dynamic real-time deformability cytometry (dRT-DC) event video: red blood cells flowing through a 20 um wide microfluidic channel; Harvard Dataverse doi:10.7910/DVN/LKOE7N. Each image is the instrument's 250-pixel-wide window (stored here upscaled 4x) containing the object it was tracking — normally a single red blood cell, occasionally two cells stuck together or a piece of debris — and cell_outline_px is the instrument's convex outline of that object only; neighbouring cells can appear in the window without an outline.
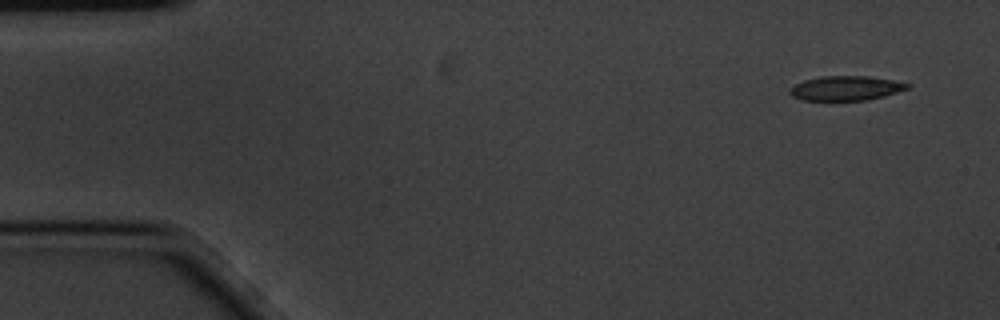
{"species": "common noctule bat (a hibernating species)", "species_latin": "Nyctalus noctula", "temperature_condition": "cold", "stored_images_in_passage": 7, "camera_frame_rate_fps": 3000, "um_per_image_px": 0.085, "animal": {"sex": "male", "body_mass_g": 20.1, "forearm_length_mm": 53.5}, "frame": {"image": 1, "passage_image": 1, "time_ms": 0.0, "image_size_px": [1000, 320], "cell_outline_px": [[912, 84], [908, 88], [884, 96], [868, 100], [804, 100], [792, 96], [788, 92], [796, 84], [804, 80], [820, 76], [868, 76], [892, 80]], "centroid_in_image_um": [71.9, 7.49], "position_along_channel_um": 13.1, "area_um2": 16.65}}
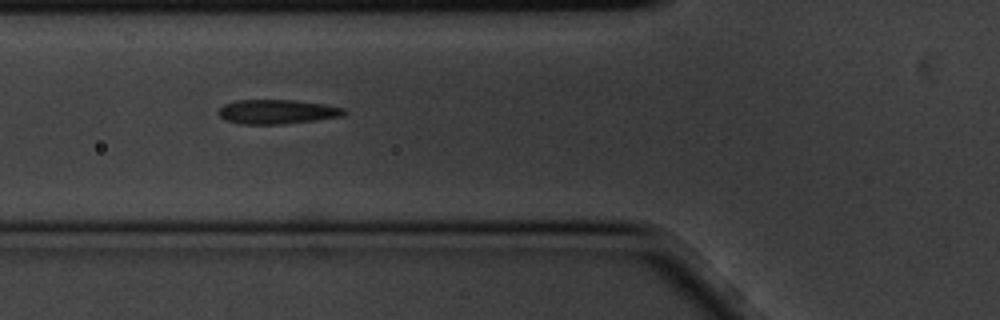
{"frame": {"image": 2, "passage_image": 6, "time_ms": 1.667, "image_size_px": [1000, 320], "cell_outline_px": [[348, 112], [344, 116], [316, 120], [284, 124], [240, 124], [224, 120], [216, 112], [224, 104], [236, 100], [296, 100], [324, 104], [344, 108]], "centroid_in_image_um": [23.56, 9.5], "position_along_channel_um": 102.2, "area_um2": 18.03}}
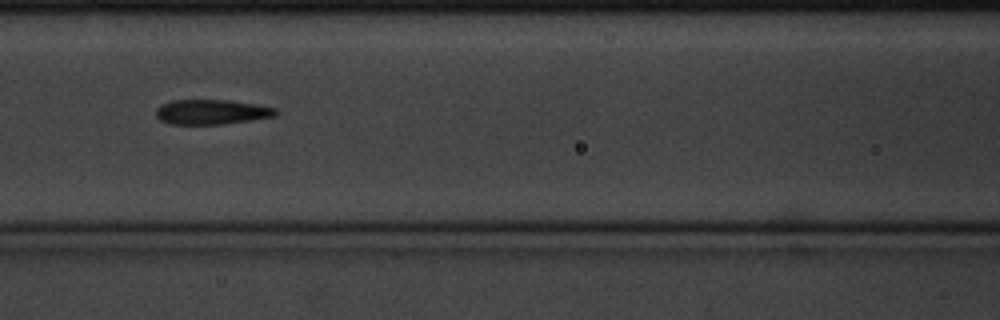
{"frame": {"image": 3, "passage_image": 7, "time_ms": 2.0, "image_size_px": [1000, 320], "cell_outline_px": [[280, 112], [276, 116], [252, 120], [224, 124], [172, 124], [160, 120], [156, 116], [156, 108], [160, 104], [172, 100], [228, 100], [256, 104], [276, 108]], "centroid_in_image_um": [18.0, 9.51], "position_along_channel_um": 148.6, "area_um2": 17.51}}